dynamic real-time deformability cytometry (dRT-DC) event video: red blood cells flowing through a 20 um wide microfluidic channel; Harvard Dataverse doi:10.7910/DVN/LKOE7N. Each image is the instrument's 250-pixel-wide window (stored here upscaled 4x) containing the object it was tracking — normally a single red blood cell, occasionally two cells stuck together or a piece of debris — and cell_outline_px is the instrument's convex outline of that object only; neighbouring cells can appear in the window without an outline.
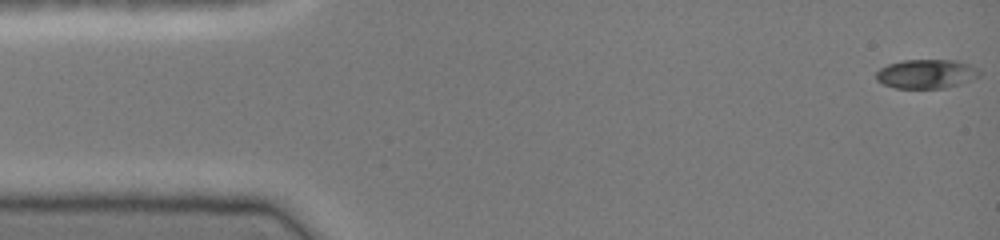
{"species": "common noctule bat (a hibernating species)", "species_latin": "Nyctalus noctula", "temperature_condition": "cold", "stored_images_in_passage": 46, "camera_frame_rate_fps": 3000, "um_per_image_px": 0.085, "animal": {"sex": "female", "body_mass_g": 19.0, "forearm_length_mm": 51.5}, "frame": {"image": 1, "passage_image": 1, "time_ms": 0.0, "image_size_px": [1000, 240], "cell_outline_px": [[980, 76], [960, 84], [944, 88], [896, 88], [884, 84], [876, 80], [876, 72], [880, 68], [888, 64], [904, 60], [956, 60], [980, 68]], "centroid_in_image_um": [78.76, 6.28], "position_along_channel_um": 6.2, "area_um2": 17.57}}
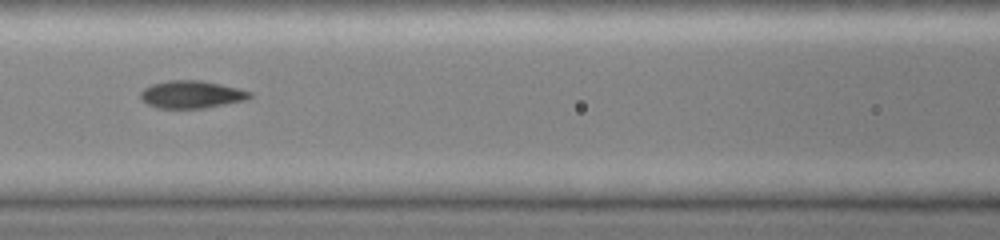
{"frame": {"image": 2, "passage_image": 20, "time_ms": 6.333, "image_size_px": [1000, 240], "cell_outline_px": [[252, 96], [244, 100], [204, 108], [156, 108], [140, 100], [140, 92], [144, 88], [152, 84], [168, 80], [200, 80], [220, 84], [252, 92]], "centroid_in_image_um": [16.22, 8.03], "position_along_channel_um": 150.4, "area_um2": 17.46}}
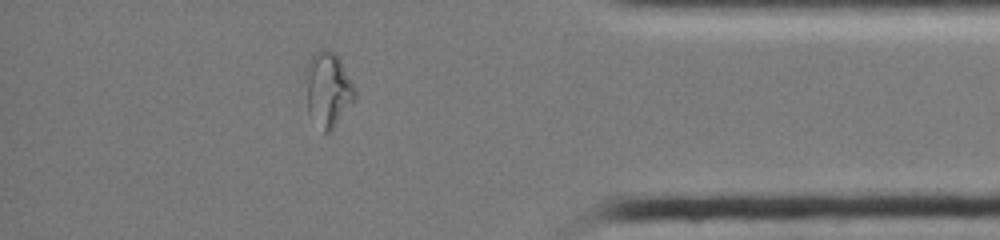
{"frame": {"image": 3, "passage_image": 40, "time_ms": 13.0, "image_size_px": [1000, 240], "cell_outline_px": [[356, 100], [332, 128], [324, 136], [308, 112], [308, 60], [320, 48], [324, 48], [336, 52], [356, 92]], "centroid_in_image_um": [27.91, 7.62], "position_along_channel_um": 407.3, "area_um2": 20.92}, "authors_computed_cell_mechanics": {"area_um2": 17.7446, "velocity_mm_per_s": 4.1263, "shape_relaxation_time_tau1_ms": null, "shape_relaxation_time_tau2_ms": 1.0538, "deformation_change_tau1": null, "deformation_change_tau2": 0.0571}}